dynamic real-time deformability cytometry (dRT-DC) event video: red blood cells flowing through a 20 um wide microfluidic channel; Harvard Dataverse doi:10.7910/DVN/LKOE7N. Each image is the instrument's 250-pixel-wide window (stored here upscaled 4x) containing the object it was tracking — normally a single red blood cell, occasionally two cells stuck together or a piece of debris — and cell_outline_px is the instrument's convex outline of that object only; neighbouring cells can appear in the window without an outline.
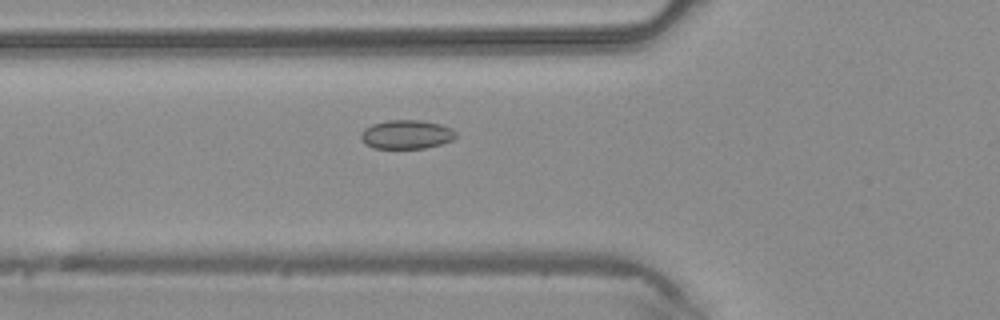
{"species": "common noctule bat (a hibernating species)", "species_latin": "Nyctalus noctula", "temperature_condition": "warm", "stored_images_in_passage": 32, "camera_frame_rate_fps": 3000, "um_per_image_px": 0.085, "animal": {"sex": "male", "body_mass_g": 20.4}, "frame": {"image": 1, "passage_image": 3, "time_ms": 0.667, "image_size_px": [1000, 320], "cell_outline_px": [[456, 136], [452, 140], [440, 144], [424, 148], [372, 148], [364, 144], [360, 136], [360, 132], [364, 128], [372, 124], [388, 120], [420, 120], [440, 124], [452, 128], [456, 132]], "centroid_in_image_um": [34.52, 11.42], "position_along_channel_um": 91.3, "area_um2": 16.07}}
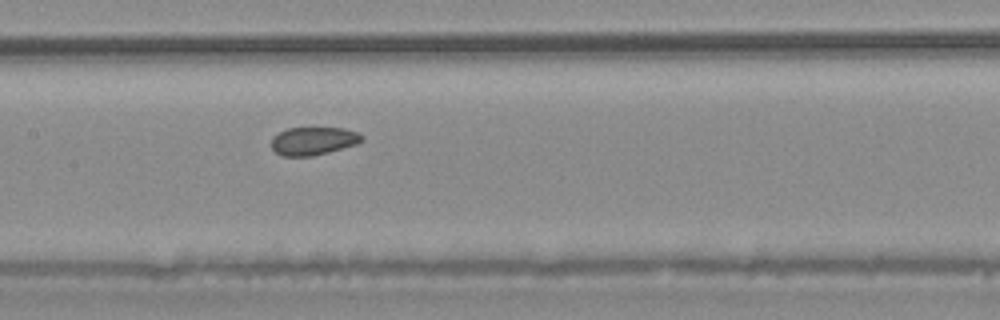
{"frame": {"image": 2, "passage_image": 9, "time_ms": 2.667, "image_size_px": [1000, 320], "cell_outline_px": [[364, 140], [356, 144], [328, 152], [312, 156], [284, 156], [276, 152], [272, 148], [272, 136], [288, 128], [344, 128], [356, 132], [364, 136]], "centroid_in_image_um": [26.64, 11.98], "position_along_channel_um": 180.8, "area_um2": 14.68}}
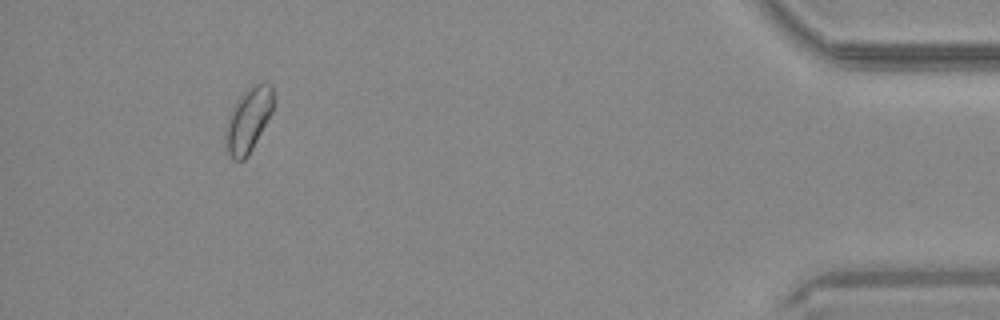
{"frame": {"image": 3, "passage_image": 29, "time_ms": 9.333, "image_size_px": [1000, 320], "cell_outline_px": [[272, 112], [248, 156], [244, 160], [232, 160], [224, 144], [224, 132], [228, 116], [236, 100], [252, 84], [264, 80], [272, 84]], "centroid_in_image_um": [21.08, 10.18], "position_along_channel_um": 414.1, "area_um2": 18.15}}